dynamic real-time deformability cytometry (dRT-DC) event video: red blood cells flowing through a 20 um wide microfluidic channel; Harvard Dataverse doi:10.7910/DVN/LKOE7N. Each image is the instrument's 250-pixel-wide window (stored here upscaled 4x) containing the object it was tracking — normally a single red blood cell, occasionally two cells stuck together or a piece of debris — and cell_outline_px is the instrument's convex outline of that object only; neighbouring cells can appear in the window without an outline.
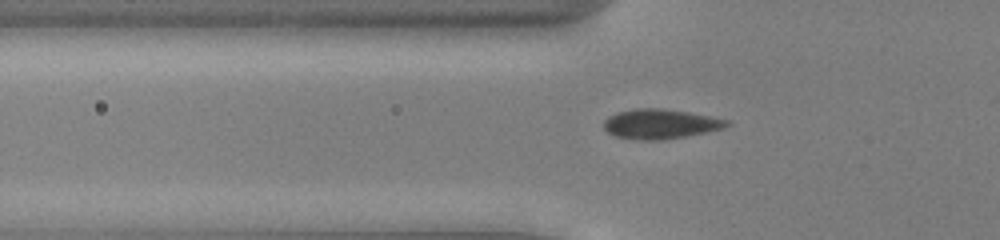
{"species": "common noctule bat (a hibernating species)", "species_latin": "Nyctalus noctula", "temperature_condition": "cold", "stored_images_in_passage": 36, "camera_frame_rate_fps": 3000, "um_per_image_px": 0.085, "animal": {"sex": "male", "body_mass_g": 13.0, "forearm_length_mm": 53.1}, "frame": {"image": 1, "passage_image": 2, "time_ms": 0.333, "image_size_px": [1000, 240], "cell_outline_px": [[732, 124], [724, 128], [664, 140], [636, 140], [616, 136], [608, 132], [604, 128], [604, 120], [608, 116], [616, 112], [636, 108], [660, 108], [688, 112], [728, 120]], "centroid_in_image_um": [56.1, 10.53], "position_along_channel_um": 69.7, "area_um2": 21.21}}
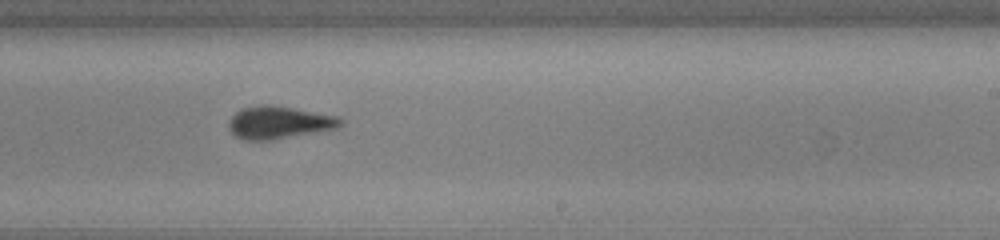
{"frame": {"image": 2, "passage_image": 17, "time_ms": 5.333, "image_size_px": [1000, 240], "cell_outline_px": [[344, 124], [340, 128], [272, 140], [244, 140], [236, 136], [228, 128], [228, 120], [236, 112], [244, 108], [264, 104], [268, 104], [292, 108], [336, 116], [344, 120]], "centroid_in_image_um": [23.73, 10.42], "position_along_channel_um": 265.3, "area_um2": 21.21}}
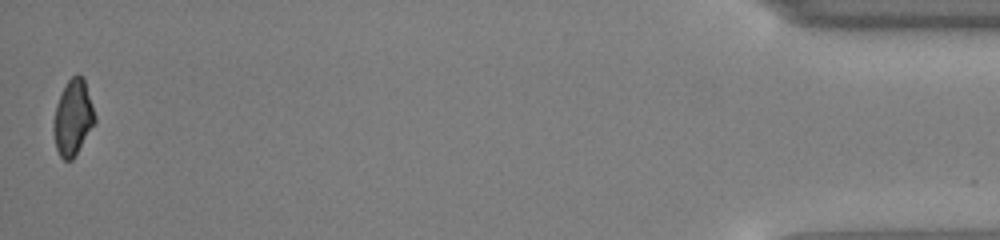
{"frame": {"image": 3, "passage_image": 36, "time_ms": 11.667, "image_size_px": [1000, 240], "cell_outline_px": [[96, 120], [72, 160], [64, 160], [60, 156], [56, 148], [52, 128], [52, 124], [56, 104], [68, 80], [76, 72], [84, 80], [96, 116]], "centroid_in_image_um": [6.18, 10.0], "position_along_channel_um": 429.0, "area_um2": 17.92}, "authors_computed_cell_mechanics": {"area_um2": 20.7213, "velocity_mm_per_s": 3.9392, "shape_relaxation_time_tau1_ms": 1.9722, "shape_relaxation_time_tau2_ms": null, "deformation_change_tau1": 0.0764, "deformation_change_tau2": null}}